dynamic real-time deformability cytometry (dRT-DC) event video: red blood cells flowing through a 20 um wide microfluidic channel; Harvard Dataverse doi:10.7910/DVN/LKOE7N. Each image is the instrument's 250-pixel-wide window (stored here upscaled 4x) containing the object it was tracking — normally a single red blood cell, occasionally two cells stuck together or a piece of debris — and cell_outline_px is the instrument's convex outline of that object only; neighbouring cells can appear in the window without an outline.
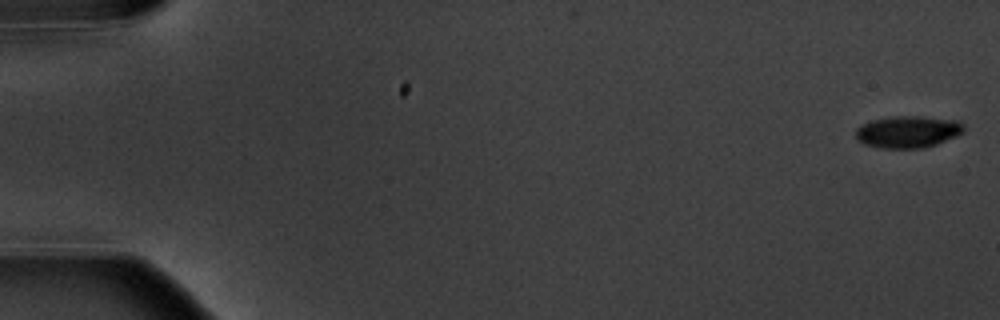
{"species": "common noctule bat (a hibernating species)", "species_latin": "Nyctalus noctula", "temperature_condition": "warm", "stored_images_in_passage": 5, "camera_frame_rate_fps": 3000, "um_per_image_px": 0.085, "animal": {"sex": "male", "body_mass_g": 20.1, "forearm_length_mm": 53.5}, "frame": {"image": 1, "passage_image": 1, "time_ms": 0.0, "image_size_px": [1000, 320], "cell_outline_px": [[964, 132], [956, 136], [936, 144], [924, 148], [880, 148], [864, 144], [856, 136], [856, 128], [860, 124], [872, 120], [892, 116], [920, 116], [960, 120], [964, 124]], "centroid_in_image_um": [77.19, 11.19], "position_along_channel_um": 7.8, "area_um2": 20.29}}
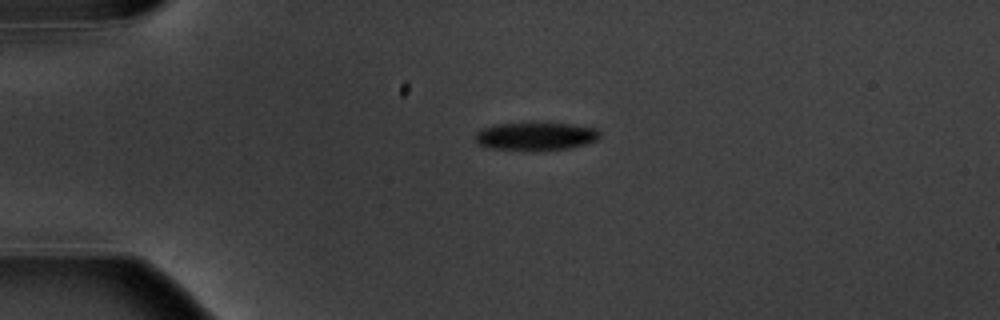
{"frame": {"image": 2, "passage_image": 4, "time_ms": 4.333, "image_size_px": [1000, 320], "cell_outline_px": [[600, 136], [596, 140], [584, 144], [568, 148], [540, 152], [524, 152], [488, 148], [476, 144], [476, 132], [484, 128], [496, 124], [540, 120], [572, 124], [596, 128], [600, 132]], "centroid_in_image_um": [45.51, 11.57], "position_along_channel_um": 39.5, "area_um2": 21.73}}